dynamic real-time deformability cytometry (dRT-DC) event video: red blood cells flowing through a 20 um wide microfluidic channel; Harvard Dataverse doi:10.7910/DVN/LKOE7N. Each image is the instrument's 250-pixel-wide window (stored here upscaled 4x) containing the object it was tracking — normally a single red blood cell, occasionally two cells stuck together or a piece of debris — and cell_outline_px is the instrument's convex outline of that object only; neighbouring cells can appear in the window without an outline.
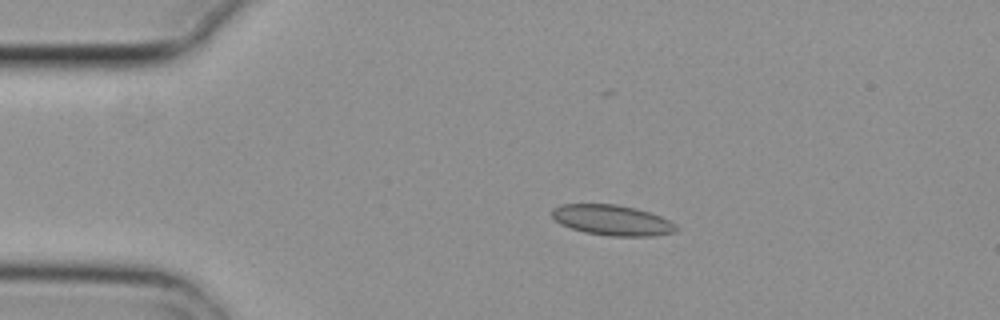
{"species": "common noctule bat (a hibernating species)", "species_latin": "Nyctalus noctula", "temperature_condition": "cold", "stored_images_in_passage": 3, "camera_frame_rate_fps": 3000, "um_per_image_px": 0.085, "animal": {"sex": "female", "body_mass_g": 29.2, "forearm_length_mm": 56.3}, "frame": {"image": 1, "passage_image": 1, "time_ms": 0.0, "image_size_px": [1000, 320], "cell_outline_px": [[676, 232], [652, 236], [608, 236], [584, 232], [560, 224], [552, 216], [552, 208], [560, 204], [616, 204], [636, 208], [660, 216], [676, 224]], "centroid_in_image_um": [52.02, 18.71], "position_along_channel_um": 33.0, "area_um2": 22.02}}
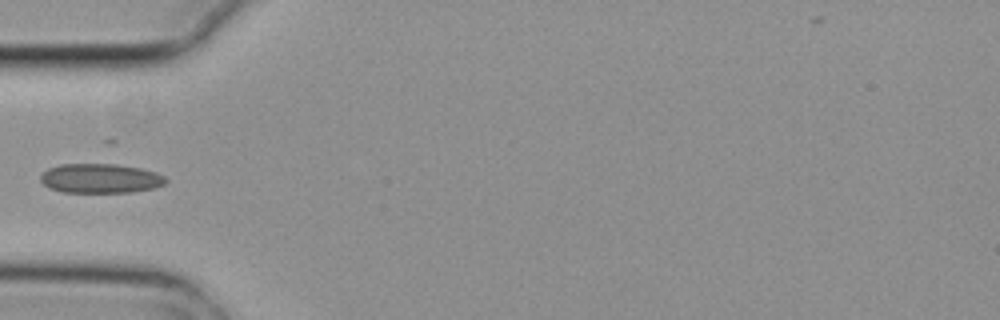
{"frame": {"image": 2, "passage_image": 3, "time_ms": 0.667, "image_size_px": [1000, 320], "cell_outline_px": [[168, 180], [164, 184], [156, 188], [132, 192], [64, 192], [48, 188], [40, 180], [40, 176], [48, 168], [60, 164], [116, 164], [140, 168], [156, 172], [164, 176]], "centroid_in_image_um": [8.55, 15.16], "position_along_channel_um": 76.5, "area_um2": 21.56}}